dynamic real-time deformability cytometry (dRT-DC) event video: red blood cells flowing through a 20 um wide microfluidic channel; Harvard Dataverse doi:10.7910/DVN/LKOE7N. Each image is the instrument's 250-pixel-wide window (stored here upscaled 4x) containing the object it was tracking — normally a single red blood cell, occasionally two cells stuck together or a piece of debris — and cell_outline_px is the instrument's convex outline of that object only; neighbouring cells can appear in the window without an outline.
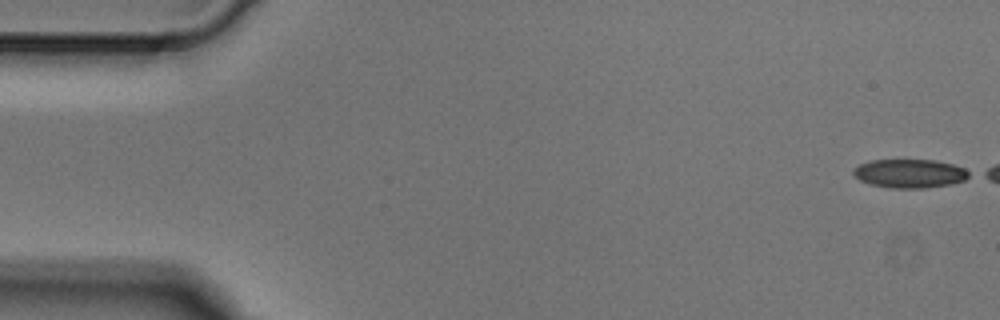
{"species": "Egyptian fruit bat (a non-hibernating species)", "species_latin": "Rousettus aegyptiacus", "temperature_condition": "cold", "stored_images_in_passage": 4, "camera_frame_rate_fps": 3000, "um_per_image_px": 0.085, "animal": {"sex": "male"}, "frame": {"image": 1, "passage_image": 1, "time_ms": 0.0, "image_size_px": [1000, 320], "cell_outline_px": [[972, 176], [964, 180], [948, 184], [924, 188], [892, 188], [872, 184], [860, 180], [852, 172], [852, 168], [860, 164], [872, 160], [936, 160], [952, 164], [964, 168], [972, 172]], "centroid_in_image_um": [77.36, 14.74], "position_along_channel_um": 7.6, "area_um2": 19.31}}